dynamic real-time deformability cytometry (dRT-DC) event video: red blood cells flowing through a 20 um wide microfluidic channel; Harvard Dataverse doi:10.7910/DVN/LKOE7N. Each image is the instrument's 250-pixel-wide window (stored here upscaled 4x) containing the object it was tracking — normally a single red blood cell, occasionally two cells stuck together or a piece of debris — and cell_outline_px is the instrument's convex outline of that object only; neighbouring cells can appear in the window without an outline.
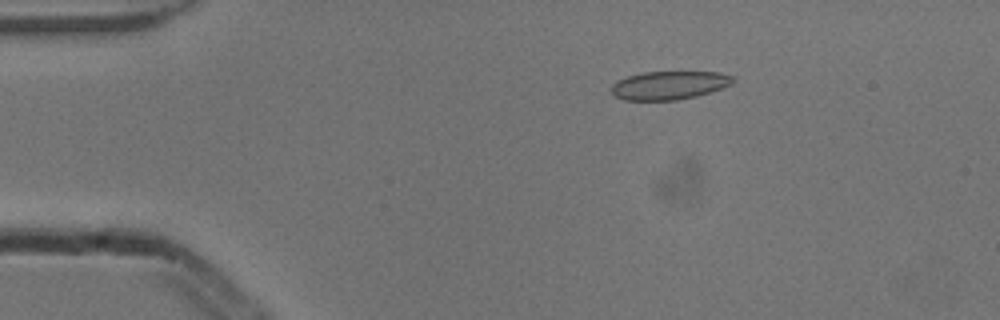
{"species": "common noctule bat (a hibernating species)", "species_latin": "Nyctalus noctula", "temperature_condition": "cold", "stored_images_in_passage": 53, "camera_frame_rate_fps": 3000, "um_per_image_px": 0.085, "animal": {"sex": "male", "body_mass_g": 13.3}, "frame": {"image": 1, "passage_image": 9, "time_ms": 2.667, "image_size_px": [1000, 320], "cell_outline_px": [[736, 80], [732, 84], [696, 96], [676, 100], [624, 100], [612, 96], [612, 84], [616, 80], [628, 76], [644, 72], [720, 72], [732, 76]], "centroid_in_image_um": [56.85, 7.25], "position_along_channel_um": 28.2, "area_um2": 20.11}}
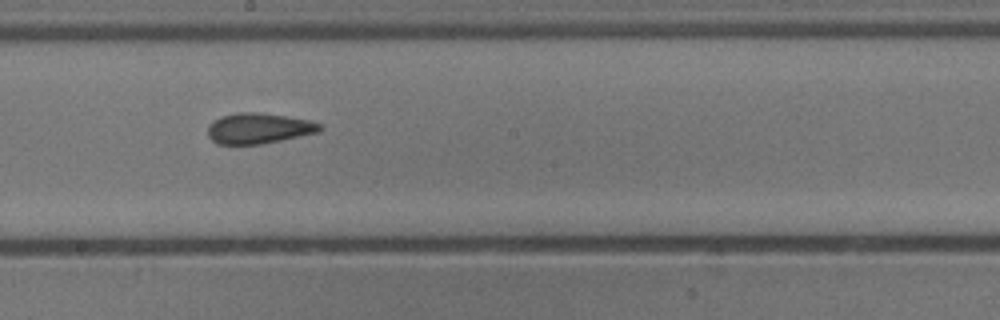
{"frame": {"image": 2, "passage_image": 29, "time_ms": 9.333, "image_size_px": [1000, 320], "cell_outline_px": [[324, 128], [320, 132], [260, 144], [216, 144], [208, 136], [208, 124], [212, 120], [220, 116], [236, 112], [260, 112], [288, 116], [312, 120], [320, 124]], "centroid_in_image_um": [21.99, 10.89], "position_along_channel_um": 226.2, "area_um2": 20.29}}
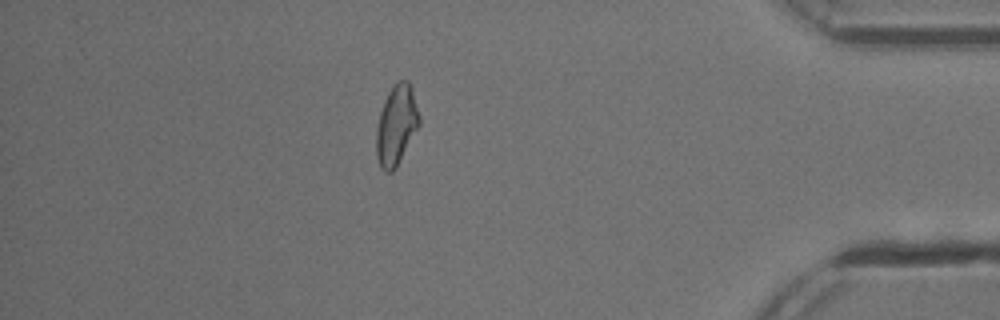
{"frame": {"image": 3, "passage_image": 46, "time_ms": 15.0, "image_size_px": [1000, 320], "cell_outline_px": [[420, 124], [396, 168], [392, 172], [384, 172], [380, 168], [376, 156], [376, 128], [380, 112], [384, 100], [388, 92], [400, 80], [408, 80], [412, 88], [420, 116]], "centroid_in_image_um": [33.68, 10.67], "position_along_channel_um": 401.5, "area_um2": 20.06}, "authors_computed_cell_mechanics": {"area_um2": 20.0566, "velocity_mm_per_s": 3.8505, "shape_relaxation_time_tau1_ms": 5.3363, "shape_relaxation_time_tau2_ms": 1.2521, "deformation_change_tau1": 0.1435, "deformation_change_tau2": 0.0913}}